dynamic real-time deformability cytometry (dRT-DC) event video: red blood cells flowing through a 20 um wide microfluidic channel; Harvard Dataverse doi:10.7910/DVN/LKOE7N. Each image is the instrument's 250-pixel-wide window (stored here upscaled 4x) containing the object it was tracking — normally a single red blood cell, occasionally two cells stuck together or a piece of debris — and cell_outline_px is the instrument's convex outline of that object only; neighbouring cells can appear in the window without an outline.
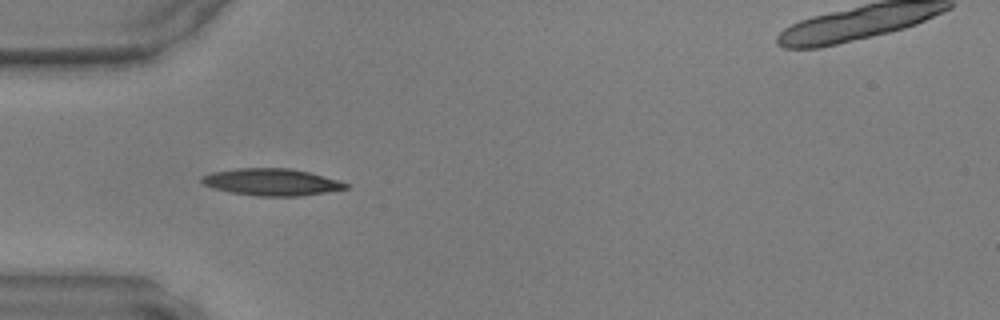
{"species": "common noctule bat (a hibernating species)", "species_latin": "Nyctalus noctula", "temperature_condition": "warm", "stored_images_in_passage": 35, "segment_of_instrument_passage": [1, 2], "camera_frame_rate_fps": 3000, "um_per_image_px": 0.085, "animal": {"sex": "male", "body_mass_g": 17.9, "forearm_length_mm": 54.2}, "frame": {"image": 1, "passage_image": 1, "time_ms": 0.0, "image_size_px": [1000, 320], "cell_outline_px": [[348, 188], [300, 196], [256, 196], [232, 192], [216, 188], [204, 184], [200, 180], [200, 176], [212, 172], [236, 168], [292, 168], [340, 180], [348, 184]], "centroid_in_image_um": [23.08, 15.46], "position_along_channel_um": 61.9, "area_um2": 22.48}}
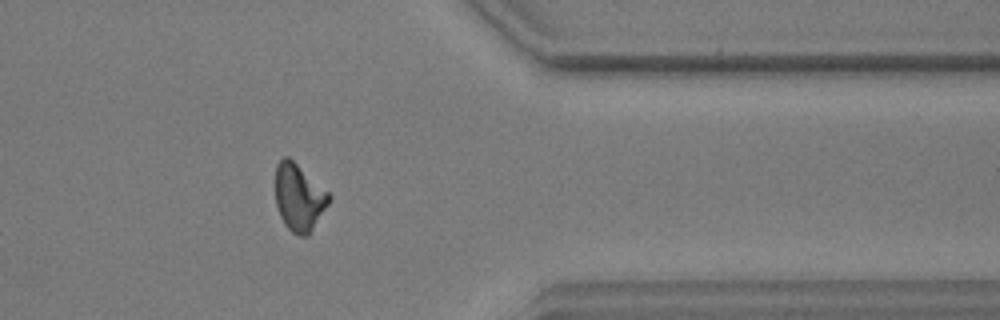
{"frame": {"image": 2, "passage_image": 25, "time_ms": 8.0, "image_size_px": [1000, 320], "cell_outline_px": [[332, 200], [308, 236], [300, 236], [292, 232], [284, 224], [280, 216], [276, 204], [276, 164], [284, 156], [288, 156], [328, 192], [332, 196]], "centroid_in_image_um": [25.43, 16.8], "position_along_channel_um": 386.0, "area_um2": 20.92}}
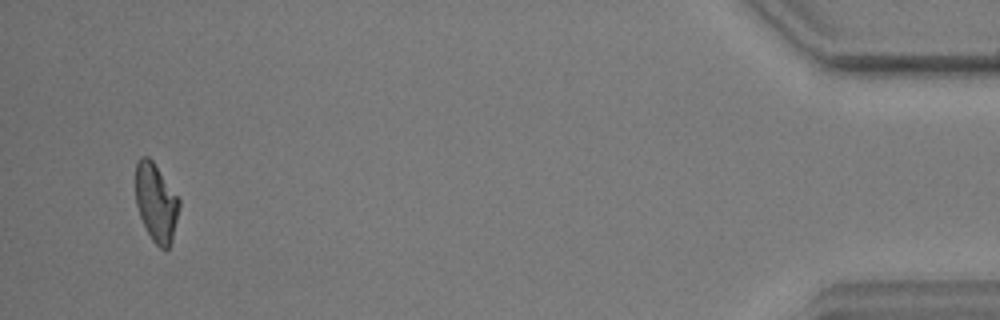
{"frame": {"image": 3, "passage_image": 32, "time_ms": 10.333, "image_size_px": [1000, 320], "cell_outline_px": [[180, 204], [172, 240], [168, 248], [164, 252], [152, 240], [140, 216], [136, 204], [136, 164], [140, 156], [148, 156], [152, 160], [180, 200]], "centroid_in_image_um": [13.26, 17.23], "position_along_channel_um": 421.9, "area_um2": 19.65}}